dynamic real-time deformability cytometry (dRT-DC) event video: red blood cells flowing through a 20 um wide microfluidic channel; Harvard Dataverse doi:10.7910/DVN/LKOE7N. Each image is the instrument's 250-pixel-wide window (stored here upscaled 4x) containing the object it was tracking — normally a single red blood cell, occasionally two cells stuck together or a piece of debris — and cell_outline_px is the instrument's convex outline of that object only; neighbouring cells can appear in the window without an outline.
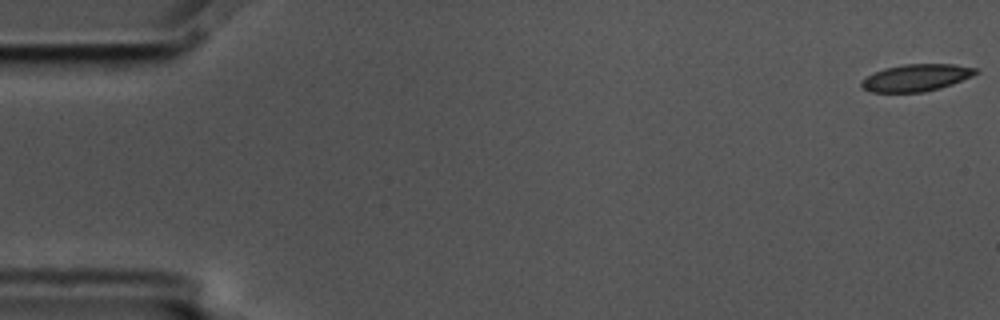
{"species": "common noctule bat (a hibernating species)", "species_latin": "Nyctalus noctula", "temperature_condition": "cold", "stored_images_in_passage": 16, "camera_frame_rate_fps": 3000, "um_per_image_px": 0.085, "animal": {"sex": "male", "body_mass_g": 17.5, "forearm_length_mm": 52.3}, "frame": {"image": 1, "passage_image": 1, "time_ms": 0.0, "image_size_px": [1000, 320], "cell_outline_px": [[980, 72], [972, 76], [952, 84], [940, 88], [924, 92], [868, 92], [860, 84], [860, 80], [884, 68], [904, 64], [956, 64], [980, 68]], "centroid_in_image_um": [77.92, 6.6], "position_along_channel_um": 7.1, "area_um2": 18.15}}
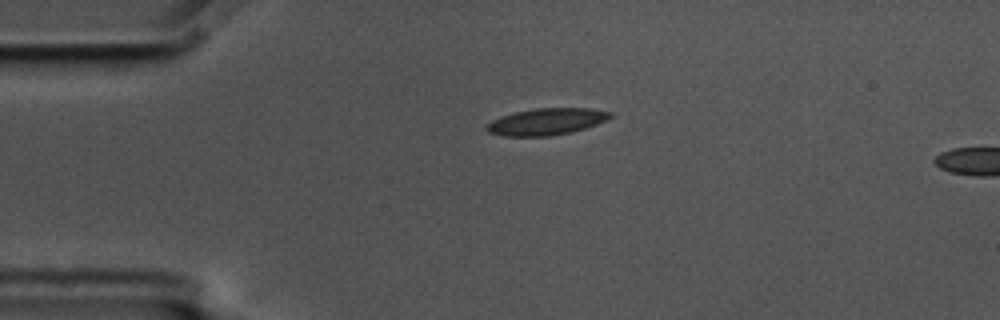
{"frame": {"image": 2, "passage_image": 13, "time_ms": 4.0, "image_size_px": [1000, 320], "cell_outline_px": [[612, 116], [608, 120], [572, 132], [548, 136], [504, 136], [488, 132], [484, 128], [484, 124], [500, 116], [516, 112], [536, 108], [592, 108], [612, 112]], "centroid_in_image_um": [46.43, 10.33], "position_along_channel_um": 38.6, "area_um2": 19.36}}